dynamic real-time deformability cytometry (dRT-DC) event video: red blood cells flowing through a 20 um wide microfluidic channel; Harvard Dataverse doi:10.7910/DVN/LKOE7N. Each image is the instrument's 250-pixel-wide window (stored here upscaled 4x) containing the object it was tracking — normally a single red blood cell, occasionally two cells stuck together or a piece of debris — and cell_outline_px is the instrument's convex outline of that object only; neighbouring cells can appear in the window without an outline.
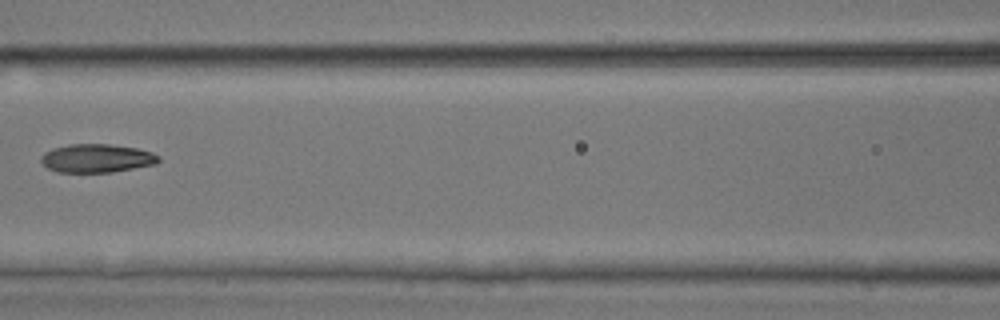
{"species": "common noctule bat (a hibernating species)", "species_latin": "Nyctalus noctula", "temperature_condition": "room temperature", "stored_images_in_passage": 10, "camera_frame_rate_fps": 3000, "um_per_image_px": 0.085, "animal": {"sex": "male", "body_mass_g": 17.9, "forearm_length_mm": 54.2}, "frame": {"image": 1, "passage_image": 9, "time_ms": 2.667, "image_size_px": [1000, 320], "cell_outline_px": [[160, 160], [156, 164], [112, 172], [56, 172], [48, 168], [40, 160], [40, 156], [44, 152], [52, 148], [68, 144], [108, 144], [136, 148], [152, 152], [160, 156]], "centroid_in_image_um": [8.21, 13.45], "position_along_channel_um": 158.4, "area_um2": 19.59}}
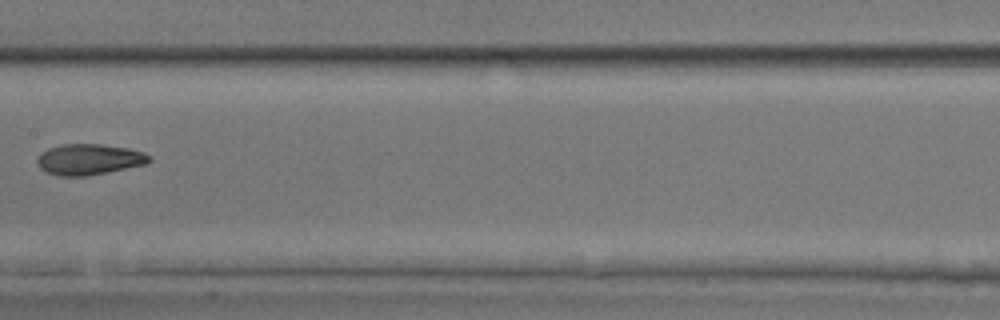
{"frame": {"image": 2, "passage_image": 10, "time_ms": 3.0, "image_size_px": [1000, 320], "cell_outline_px": [[152, 160], [144, 164], [84, 176], [60, 176], [48, 172], [40, 168], [36, 164], [36, 160], [40, 152], [48, 148], [64, 144], [100, 144], [128, 148], [144, 152], [152, 156]], "centroid_in_image_um": [7.54, 13.53], "position_along_channel_um": 199.9, "area_um2": 20.0}}